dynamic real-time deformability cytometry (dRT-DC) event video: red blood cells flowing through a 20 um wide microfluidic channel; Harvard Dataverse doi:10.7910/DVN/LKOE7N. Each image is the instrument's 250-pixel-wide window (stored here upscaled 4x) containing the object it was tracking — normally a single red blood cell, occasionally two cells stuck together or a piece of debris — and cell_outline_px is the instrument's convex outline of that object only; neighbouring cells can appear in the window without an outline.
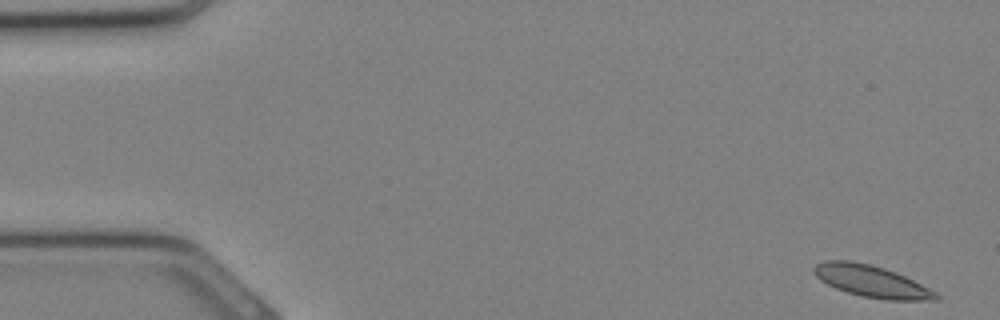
{"species": "Egyptian fruit bat (a non-hibernating species)", "species_latin": "Rousettus aegyptiacus", "temperature_condition": "cold", "stored_images_in_passage": 32, "camera_frame_rate_fps": 3000, "um_per_image_px": 0.085, "animal": {"sex": "female"}, "frame": {"image": 1, "passage_image": 1, "time_ms": 0.0, "image_size_px": [1000, 320], "cell_outline_px": [[940, 300], [888, 300], [860, 296], [836, 288], [820, 280], [812, 272], [812, 268], [816, 264], [824, 260], [852, 260], [884, 268], [896, 272], [936, 292], [940, 296]], "centroid_in_image_um": [74.05, 23.9], "position_along_channel_um": 11.0, "area_um2": 22.54}}
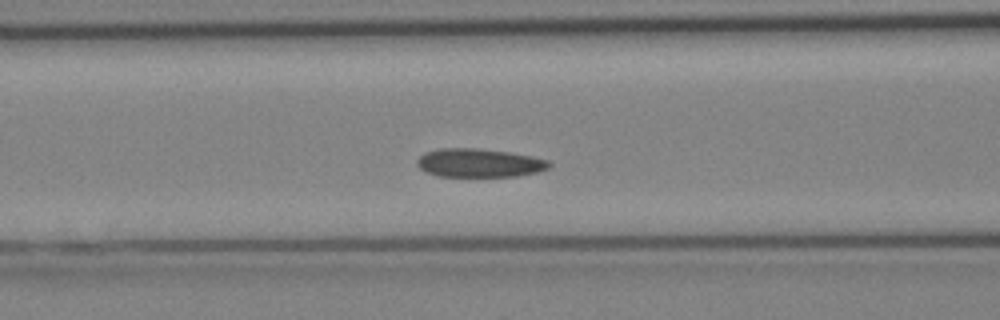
{"frame": {"image": 2, "passage_image": 13, "time_ms": 4.0, "image_size_px": [1000, 320], "cell_outline_px": [[552, 164], [548, 168], [536, 172], [516, 176], [440, 176], [424, 172], [416, 164], [416, 160], [424, 152], [440, 148], [476, 148], [508, 152], [532, 156], [548, 160]], "centroid_in_image_um": [40.7, 13.84], "position_along_channel_um": 125.9, "area_um2": 21.96}}
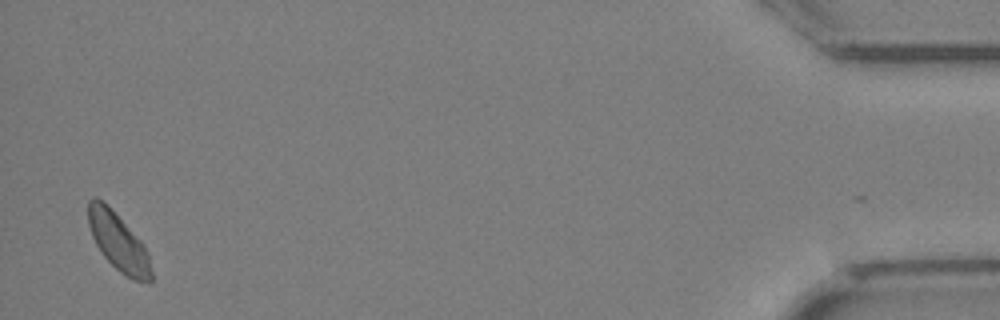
{"frame": {"image": 3, "passage_image": 32, "time_ms": 10.333, "image_size_px": [1000, 320], "cell_outline_px": [[152, 280], [148, 284], [132, 280], [120, 272], [100, 252], [92, 236], [88, 224], [88, 200], [92, 196], [96, 196], [144, 244], [148, 252], [152, 272]], "centroid_in_image_um": [10.07, 20.64], "position_along_channel_um": 425.1, "area_um2": 20.87}}